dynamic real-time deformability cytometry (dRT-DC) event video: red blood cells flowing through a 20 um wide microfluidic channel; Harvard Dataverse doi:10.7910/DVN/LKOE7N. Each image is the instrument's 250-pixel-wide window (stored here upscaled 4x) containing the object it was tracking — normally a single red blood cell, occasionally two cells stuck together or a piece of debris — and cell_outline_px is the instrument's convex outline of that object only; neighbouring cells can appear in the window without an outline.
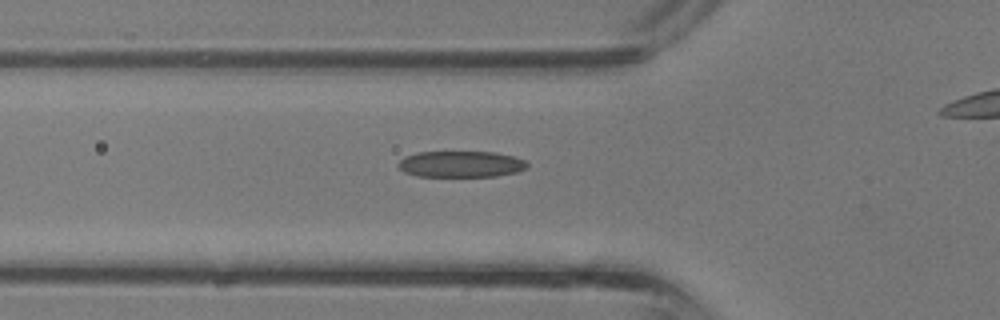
{"species": "common noctule bat (a hibernating species)", "species_latin": "Nyctalus noctula", "temperature_condition": "room temperature", "stored_images_in_passage": 26, "camera_frame_rate_fps": 3000, "um_per_image_px": 0.085, "animal": {"sex": "male", "body_mass_g": 13.3}, "frame": {"image": 1, "passage_image": 8, "time_ms": 2.333, "image_size_px": [1000, 320], "cell_outline_px": [[528, 168], [516, 172], [496, 176], [416, 176], [404, 172], [396, 164], [404, 156], [420, 152], [496, 152], [512, 156], [524, 160], [528, 164]], "centroid_in_image_um": [39.17, 13.95], "position_along_channel_um": 86.6, "area_um2": 19.71}}
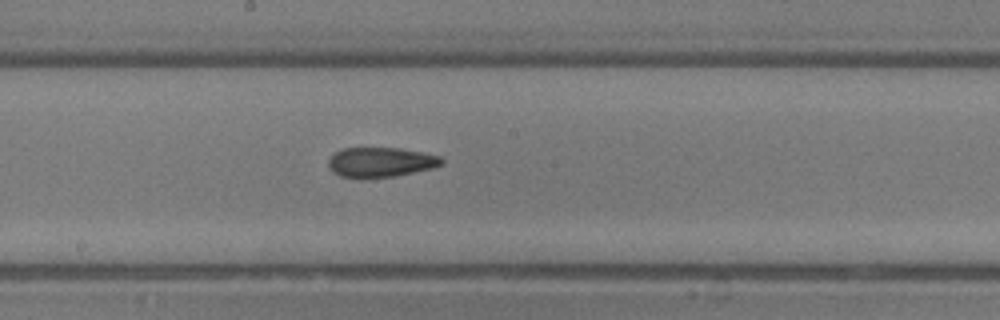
{"frame": {"image": 2, "passage_image": 15, "time_ms": 4.667, "image_size_px": [1000, 320], "cell_outline_px": [[444, 164], [432, 168], [392, 176], [340, 176], [332, 172], [328, 168], [328, 160], [336, 152], [344, 148], [400, 148], [424, 152], [440, 156], [444, 160]], "centroid_in_image_um": [32.39, 13.75], "position_along_channel_um": 215.8, "area_um2": 19.25}}
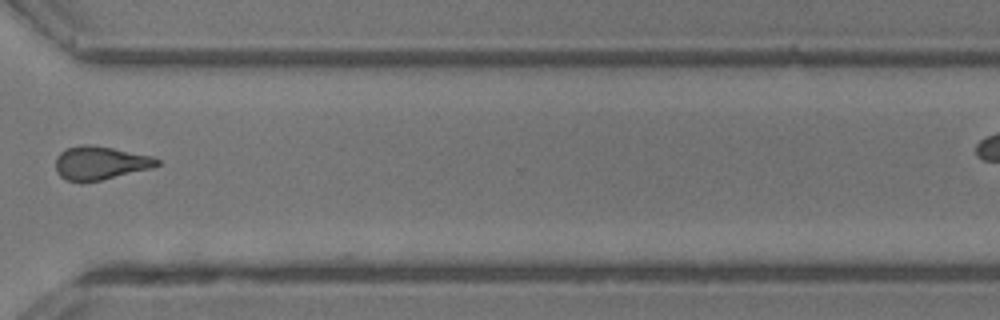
{"frame": {"image": 3, "passage_image": 23, "time_ms": 7.333, "image_size_px": [1000, 320], "cell_outline_px": [[160, 164], [152, 168], [100, 180], [68, 180], [60, 176], [56, 172], [56, 156], [60, 152], [68, 148], [84, 144], [92, 144], [152, 156], [160, 160]], "centroid_in_image_um": [8.53, 13.83], "position_along_channel_um": 362.1, "area_um2": 19.42}}